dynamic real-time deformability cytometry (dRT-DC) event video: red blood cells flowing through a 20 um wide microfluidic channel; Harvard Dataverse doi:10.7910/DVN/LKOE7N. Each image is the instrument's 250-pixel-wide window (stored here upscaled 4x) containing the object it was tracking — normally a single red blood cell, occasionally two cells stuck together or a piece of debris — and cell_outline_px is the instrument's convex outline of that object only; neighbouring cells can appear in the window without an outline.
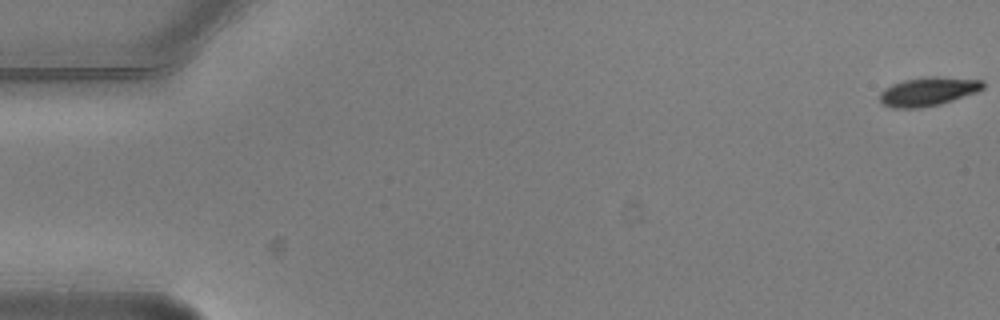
{"species": "common noctule bat (a hibernating species)", "species_latin": "Nyctalus noctula", "temperature_condition": "warm", "stored_images_in_passage": 6, "camera_frame_rate_fps": 3000, "um_per_image_px": 0.085, "animal": {"sex": "male", "body_mass_g": 20.5, "forearm_length_mm": 52.5}, "frame": {"image": 1, "passage_image": 1, "time_ms": 0.0, "image_size_px": [1000, 320], "cell_outline_px": [[984, 88], [976, 92], [940, 104], [920, 108], [892, 108], [884, 104], [880, 100], [880, 92], [884, 88], [892, 84], [904, 80], [928, 76], [936, 76], [984, 80]], "centroid_in_image_um": [78.89, 7.77], "position_along_channel_um": 6.1, "area_um2": 17.28}}
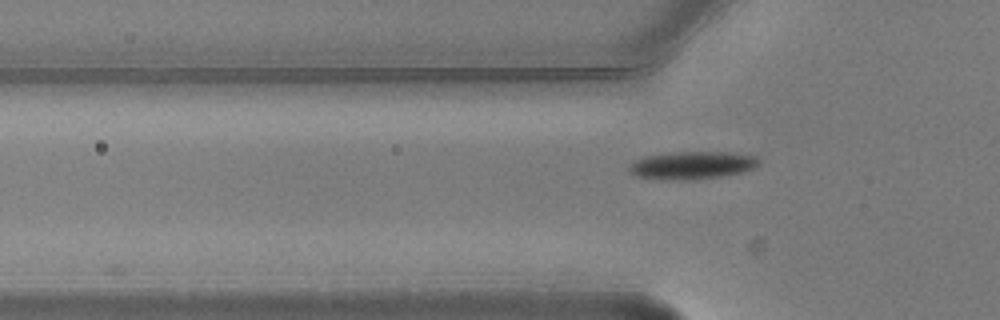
{"frame": {"image": 2, "passage_image": 6, "time_ms": 1.667, "image_size_px": [1000, 320], "cell_outline_px": [[760, 164], [752, 168], [740, 172], [720, 176], [692, 180], [660, 180], [636, 176], [628, 172], [628, 168], [636, 160], [644, 156], [672, 152], [728, 152], [756, 156], [760, 160]], "centroid_in_image_um": [58.79, 14.05], "position_along_channel_um": 67.0, "area_um2": 21.04}}